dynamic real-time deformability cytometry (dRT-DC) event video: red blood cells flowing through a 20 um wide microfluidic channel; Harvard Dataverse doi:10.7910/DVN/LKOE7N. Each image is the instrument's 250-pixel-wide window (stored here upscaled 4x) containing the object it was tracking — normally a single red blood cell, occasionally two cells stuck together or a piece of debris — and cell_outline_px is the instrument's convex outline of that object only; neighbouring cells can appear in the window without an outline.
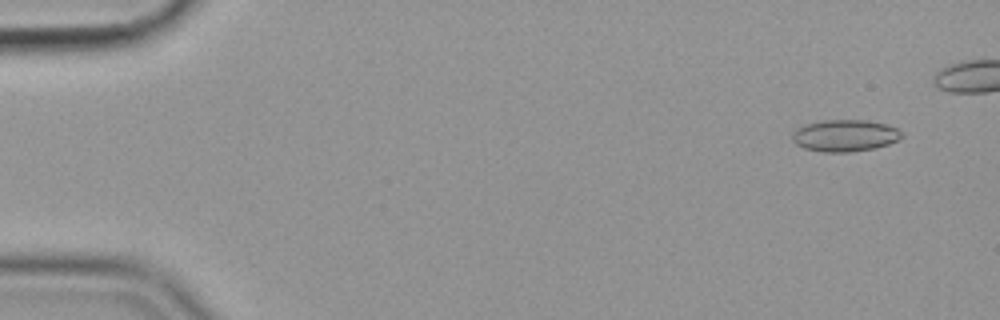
{"species": "common noctule bat (a hibernating species)", "species_latin": "Nyctalus noctula", "temperature_condition": "cold", "stored_images_in_passage": 70, "camera_frame_rate_fps": 3000, "um_per_image_px": 0.085, "animal": {"sex": "female", "body_mass_g": 19.9}, "frame": {"image": 1, "passage_image": 1, "time_ms": 0.0, "image_size_px": [1000, 320], "cell_outline_px": [[904, 136], [900, 140], [876, 148], [848, 152], [824, 152], [804, 148], [796, 144], [792, 140], [792, 132], [796, 128], [804, 124], [824, 120], [868, 120], [884, 124], [896, 128]], "centroid_in_image_um": [71.8, 11.52], "position_along_channel_um": 13.2, "area_um2": 20.4}}
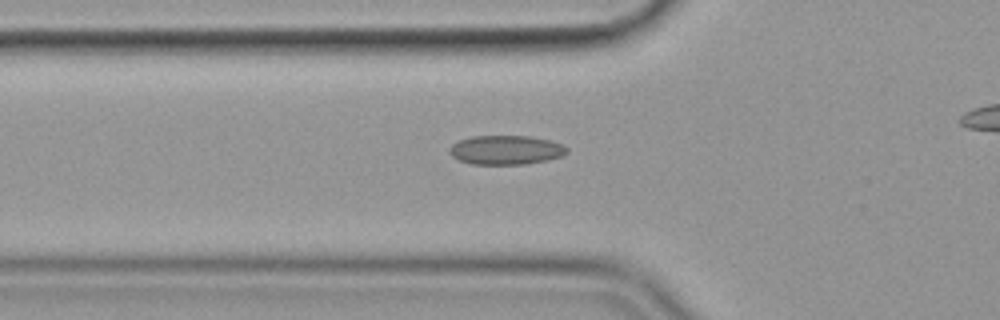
{"frame": {"image": 2, "passage_image": 17, "time_ms": 5.333, "image_size_px": [1000, 320], "cell_outline_px": [[568, 152], [560, 156], [548, 160], [524, 164], [472, 164], [460, 160], [452, 156], [448, 152], [448, 148], [452, 144], [460, 140], [472, 136], [528, 136], [548, 140], [564, 144], [568, 148]], "centroid_in_image_um": [43.0, 12.74], "position_along_channel_um": 82.8, "area_um2": 19.94}}
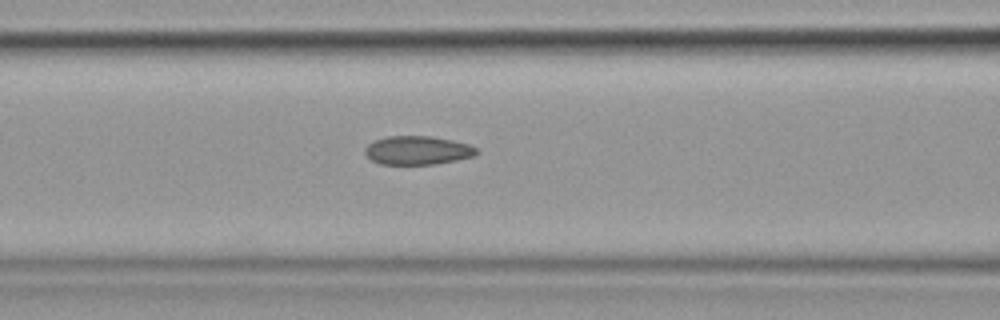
{"frame": {"image": 3, "passage_image": 21, "time_ms": 6.667, "image_size_px": [1000, 320], "cell_outline_px": [[476, 152], [472, 156], [456, 160], [436, 164], [380, 164], [372, 160], [364, 152], [364, 148], [368, 144], [376, 140], [388, 136], [432, 136], [452, 140], [468, 144], [476, 148]], "centroid_in_image_um": [35.46, 12.77], "position_along_channel_um": 131.1, "area_um2": 18.44}, "authors_computed_cell_mechanics": {"area_um2": 17.9469, "velocity_mm_per_s": 3.5825, "shape_relaxation_time_tau1_ms": 6.018, "shape_relaxation_time_tau2_ms": 4.494, "deformation_change_tau1": 0.1072, "deformation_change_tau2": 0.1029}}